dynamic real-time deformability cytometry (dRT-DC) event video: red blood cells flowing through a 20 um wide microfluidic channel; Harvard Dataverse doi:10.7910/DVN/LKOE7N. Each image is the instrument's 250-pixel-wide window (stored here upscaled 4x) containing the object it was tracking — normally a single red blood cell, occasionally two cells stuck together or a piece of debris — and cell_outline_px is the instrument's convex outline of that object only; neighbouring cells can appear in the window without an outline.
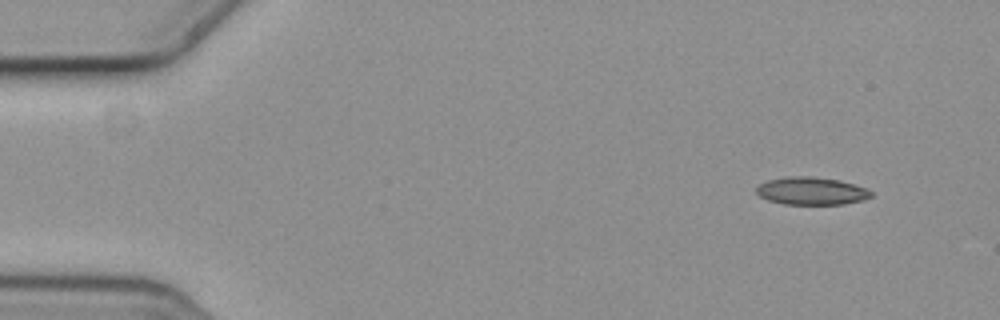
{"species": "common noctule bat (a hibernating species)", "species_latin": "Nyctalus noctula", "temperature_condition": "cold", "stored_images_in_passage": 7, "camera_frame_rate_fps": 3000, "um_per_image_px": 0.085, "animal": {"sex": "female", "body_mass_g": 19.3, "forearm_length_mm": 54.1}, "frame": {"image": 1, "passage_image": 1, "time_ms": 0.0, "image_size_px": [1000, 320], "cell_outline_px": [[872, 196], [864, 200], [844, 204], [784, 204], [768, 200], [760, 196], [756, 192], [756, 188], [760, 184], [768, 180], [788, 176], [812, 176], [840, 180], [868, 188], [872, 192]], "centroid_in_image_um": [69.0, 16.23], "position_along_channel_um": 16.0, "area_um2": 18.61}}
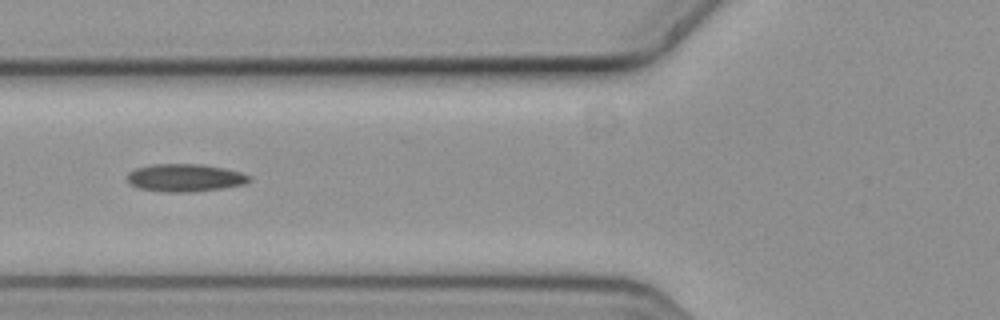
{"frame": {"image": 2, "passage_image": 5, "time_ms": 1.333, "image_size_px": [1000, 320], "cell_outline_px": [[252, 180], [244, 184], [224, 188], [192, 192], [164, 192], [140, 188], [132, 184], [128, 180], [128, 172], [136, 168], [152, 164], [204, 164], [224, 168], [240, 172], [252, 176]], "centroid_in_image_um": [15.77, 15.11], "position_along_channel_um": 110.0, "area_um2": 19.77}}
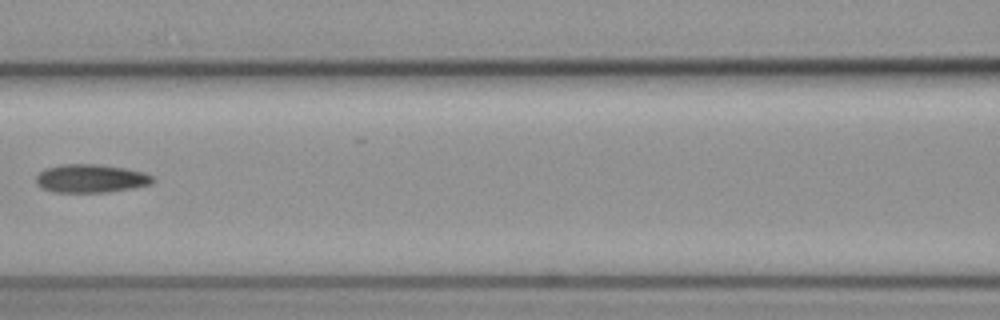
{"frame": {"image": 3, "passage_image": 6, "time_ms": 1.667, "image_size_px": [1000, 320], "cell_outline_px": [[156, 180], [152, 184], [132, 188], [108, 192], [56, 192], [40, 188], [36, 184], [36, 176], [40, 172], [48, 168], [60, 164], [96, 164], [124, 168], [144, 172], [152, 176]], "centroid_in_image_um": [7.73, 15.17], "position_along_channel_um": 158.9, "area_um2": 19.31}}